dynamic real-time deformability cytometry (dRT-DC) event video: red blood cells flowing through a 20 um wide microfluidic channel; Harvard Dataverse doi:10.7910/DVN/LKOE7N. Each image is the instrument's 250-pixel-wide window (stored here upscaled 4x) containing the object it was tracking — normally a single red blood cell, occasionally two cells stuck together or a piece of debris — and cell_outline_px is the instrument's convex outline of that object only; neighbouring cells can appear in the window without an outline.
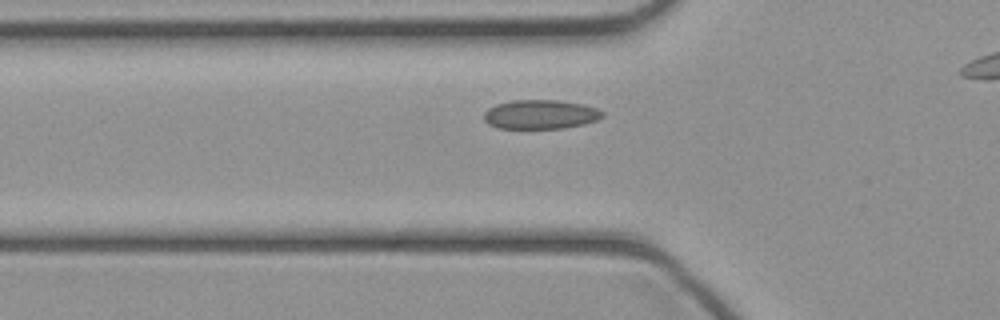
{"species": "common noctule bat (a hibernating species)", "species_latin": "Nyctalus noctula", "temperature_condition": "cold", "stored_images_in_passage": 30, "camera_frame_rate_fps": 3000, "um_per_image_px": 0.085, "animal": {"sex": "female", "body_mass_g": 21.9}, "frame": {"image": 1, "passage_image": 7, "time_ms": 2.0, "image_size_px": [1000, 320], "cell_outline_px": [[604, 116], [596, 120], [584, 124], [564, 128], [500, 128], [488, 124], [484, 120], [484, 112], [488, 108], [496, 104], [512, 100], [556, 100], [584, 104], [596, 108], [604, 112]], "centroid_in_image_um": [45.94, 9.72], "position_along_channel_um": 79.9, "area_um2": 20.17}}
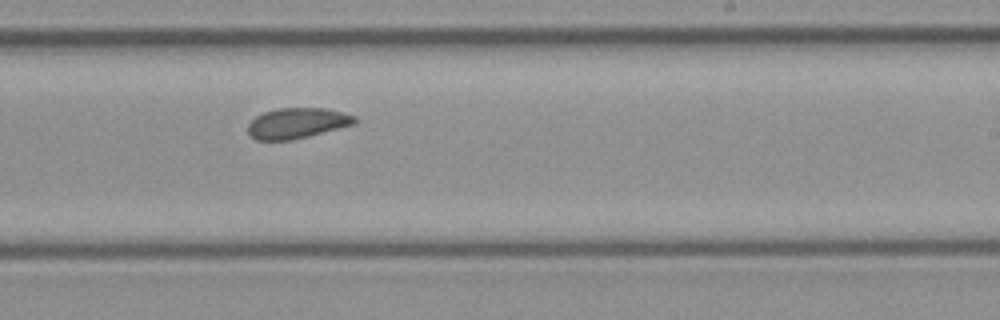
{"frame": {"image": 2, "passage_image": 19, "time_ms": 6.0, "image_size_px": [1000, 320], "cell_outline_px": [[356, 124], [292, 140], [256, 140], [248, 136], [248, 124], [256, 116], [264, 112], [280, 108], [324, 108], [356, 116]], "centroid_in_image_um": [25.23, 10.48], "position_along_channel_um": 263.8, "area_um2": 18.96}}
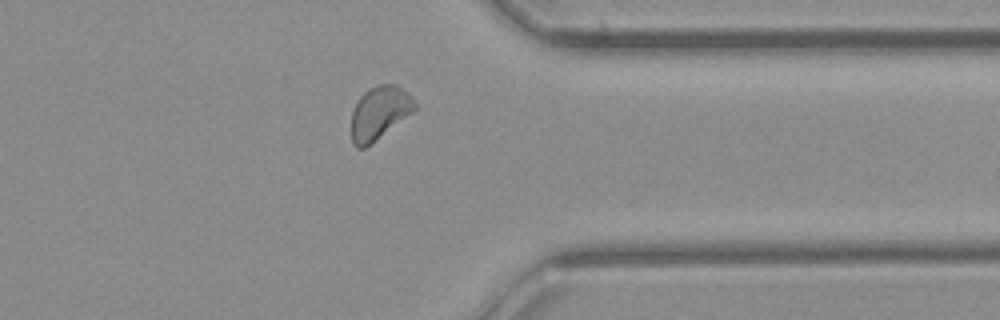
{"frame": {"image": 3, "passage_image": 27, "time_ms": 8.667, "image_size_px": [1000, 320], "cell_outline_px": [[416, 108], [412, 112], [364, 148], [356, 148], [352, 144], [352, 112], [360, 96], [368, 88], [380, 84], [396, 84], [416, 104]], "centroid_in_image_um": [32.2, 9.58], "position_along_channel_um": 379.2, "area_um2": 18.96}}